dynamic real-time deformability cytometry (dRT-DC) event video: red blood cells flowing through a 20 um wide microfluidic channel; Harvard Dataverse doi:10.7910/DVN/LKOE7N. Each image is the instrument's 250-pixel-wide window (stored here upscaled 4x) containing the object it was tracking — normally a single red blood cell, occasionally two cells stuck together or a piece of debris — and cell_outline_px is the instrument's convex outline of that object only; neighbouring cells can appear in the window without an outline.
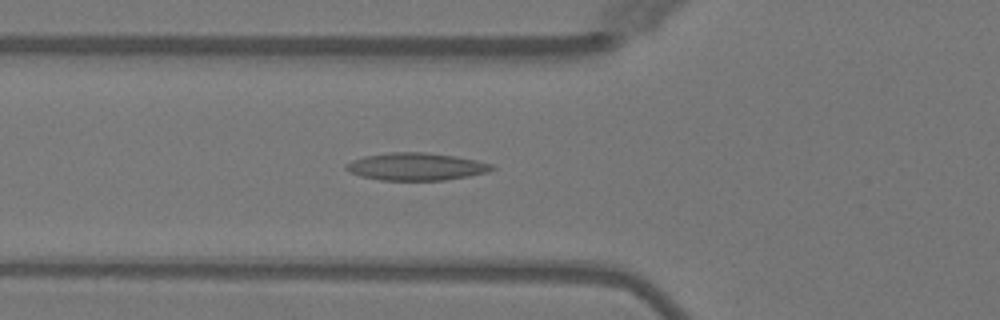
{"species": "Egyptian fruit bat (a non-hibernating species)", "species_latin": "Rousettus aegyptiacus", "temperature_condition": "warm", "stored_images_in_passage": 4, "camera_frame_rate_fps": 3000, "um_per_image_px": 0.085, "animal": {"sex": "female"}, "frame": {"image": 1, "passage_image": 4, "time_ms": 4.333, "image_size_px": [1000, 320], "cell_outline_px": [[496, 168], [488, 172], [468, 176], [444, 180], [380, 180], [360, 176], [348, 172], [344, 168], [344, 164], [352, 160], [364, 156], [392, 152], [424, 152], [456, 156], [476, 160], [492, 164]], "centroid_in_image_um": [35.34, 14.16], "position_along_channel_um": 90.5, "area_um2": 23.47}}